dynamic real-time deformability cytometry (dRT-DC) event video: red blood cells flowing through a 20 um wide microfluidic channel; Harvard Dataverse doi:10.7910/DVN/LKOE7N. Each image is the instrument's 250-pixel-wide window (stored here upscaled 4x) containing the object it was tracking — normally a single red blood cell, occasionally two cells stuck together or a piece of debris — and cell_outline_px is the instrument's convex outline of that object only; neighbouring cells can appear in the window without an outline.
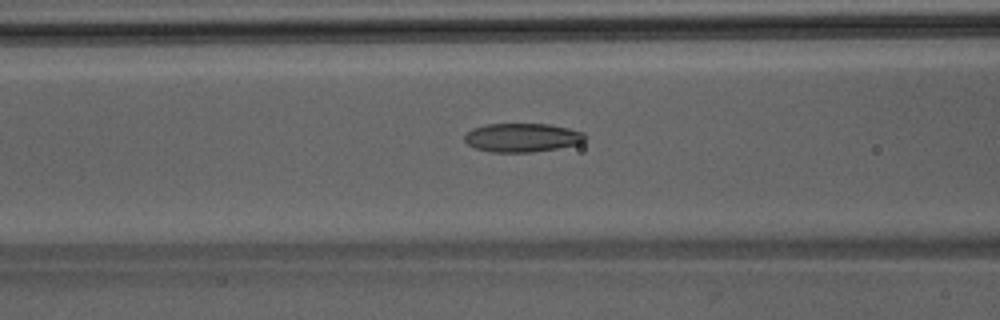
{"species": "Egyptian fruit bat (a non-hibernating species)", "species_latin": "Rousettus aegyptiacus", "temperature_condition": "room temperature", "stored_images_in_passage": 49, "camera_frame_rate_fps": 3000, "um_per_image_px": 0.085, "animal": {"sex": "male"}, "frame": {"image": 1, "passage_image": 20, "time_ms": 6.333, "image_size_px": [1000, 320], "cell_outline_px": [[584, 140], [580, 144], [532, 152], [492, 152], [476, 148], [468, 144], [464, 140], [464, 136], [472, 128], [488, 124], [548, 124], [568, 128], [584, 132]], "centroid_in_image_um": [44.38, 11.69], "position_along_channel_um": 122.2, "area_um2": 20.06}}
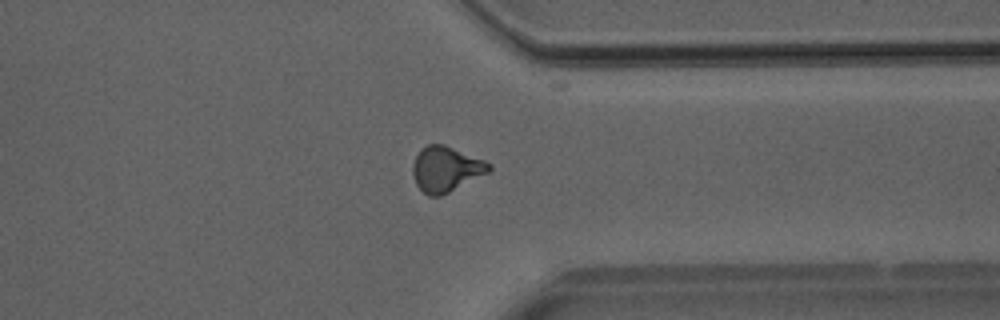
{"frame": {"image": 2, "passage_image": 38, "time_ms": 12.333, "image_size_px": [1000, 320], "cell_outline_px": [[492, 168], [488, 172], [440, 196], [428, 196], [416, 184], [412, 172], [412, 164], [420, 148], [428, 144], [444, 144], [484, 160], [492, 164]], "centroid_in_image_um": [37.88, 14.35], "position_along_channel_um": 373.5, "area_um2": 19.94}}
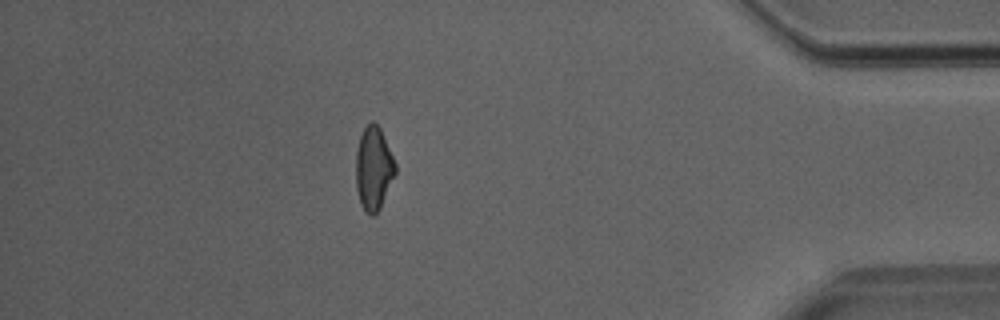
{"frame": {"image": 3, "passage_image": 43, "time_ms": 14.0, "image_size_px": [1000, 320], "cell_outline_px": [[396, 172], [380, 208], [372, 216], [360, 204], [356, 188], [356, 152], [360, 136], [364, 128], [372, 120], [380, 128], [396, 164]], "centroid_in_image_um": [31.75, 14.3], "position_along_channel_um": 403.5, "area_um2": 18.9}}